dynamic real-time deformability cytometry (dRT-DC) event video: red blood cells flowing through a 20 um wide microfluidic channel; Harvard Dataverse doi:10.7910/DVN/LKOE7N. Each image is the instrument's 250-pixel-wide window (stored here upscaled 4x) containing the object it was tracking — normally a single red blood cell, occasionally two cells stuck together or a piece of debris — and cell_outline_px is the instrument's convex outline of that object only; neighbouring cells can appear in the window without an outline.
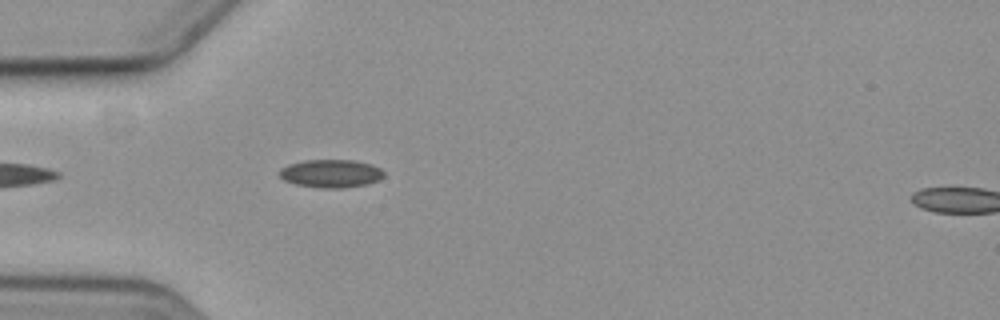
{"species": "common noctule bat (a hibernating species)", "species_latin": "Nyctalus noctula", "temperature_condition": "cold", "stored_images_in_passage": 4, "segment_of_instrument_passage": [1, 2], "camera_frame_rate_fps": 3000, "um_per_image_px": 0.085, "animal": {"sex": "female", "body_mass_g": 19.3, "forearm_length_mm": 54.1}, "frame": {"image": 1, "passage_image": 3, "time_ms": 3.667, "image_size_px": [1000, 320], "cell_outline_px": [[384, 176], [380, 180], [368, 184], [340, 188], [320, 188], [296, 184], [284, 180], [280, 176], [280, 168], [288, 164], [304, 160], [352, 160], [372, 164], [380, 168], [384, 172]], "centroid_in_image_um": [28.15, 14.74], "position_along_channel_um": 56.9, "area_um2": 17.17}}